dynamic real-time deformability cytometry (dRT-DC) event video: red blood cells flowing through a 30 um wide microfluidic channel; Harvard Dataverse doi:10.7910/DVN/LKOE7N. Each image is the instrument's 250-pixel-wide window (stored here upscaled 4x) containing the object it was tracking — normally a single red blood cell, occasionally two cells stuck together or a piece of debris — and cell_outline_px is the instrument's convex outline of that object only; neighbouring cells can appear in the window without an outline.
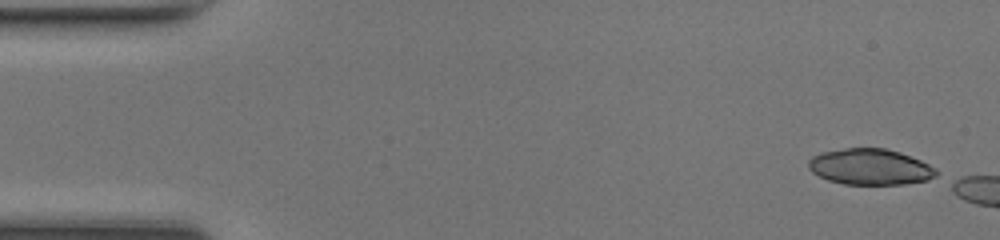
{"species": "common noctule bat (a hibernating species)", "species_latin": "Nyctalus noctula", "temperature_condition": "room temperature", "stored_images_in_passage": 4, "camera_frame_rate_fps": 3000, "um_per_image_px": 0.085, "animal": {"sex": "female", "body_mass_g": 17.0, "forearm_length_mm": 48.0}, "frame": {"image": 1, "passage_image": 1, "time_ms": 0.0, "image_size_px": [1000, 240], "cell_outline_px": [[940, 172], [936, 176], [928, 180], [904, 184], [844, 184], [828, 180], [812, 172], [808, 168], [808, 160], [812, 156], [820, 152], [844, 148], [884, 148], [900, 152], [920, 160], [936, 168]], "centroid_in_image_um": [73.96, 14.18], "position_along_channel_um": 11.0, "area_um2": 26.93}}